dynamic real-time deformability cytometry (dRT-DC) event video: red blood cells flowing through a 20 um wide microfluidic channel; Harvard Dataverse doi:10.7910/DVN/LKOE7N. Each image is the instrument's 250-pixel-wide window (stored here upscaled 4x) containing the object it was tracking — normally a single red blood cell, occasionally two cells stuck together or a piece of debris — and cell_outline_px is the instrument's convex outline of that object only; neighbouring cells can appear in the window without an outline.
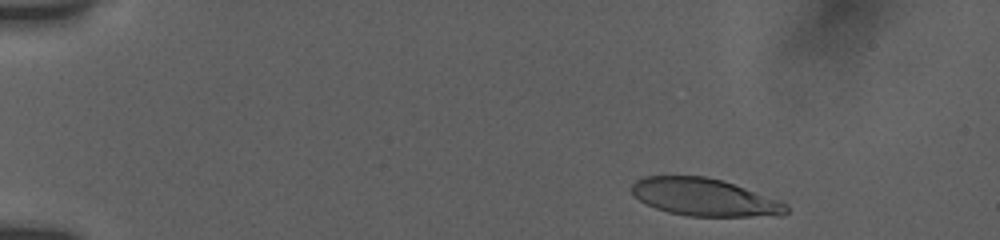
{"species": "human", "species_latin": "Homo sapiens", "temperature_condition": "room temperature", "stored_images_in_passage": 50, "camera_frame_rate_fps": 3000, "um_per_image_px": 0.085, "donor": {"sex": "female"}, "frame": {"image": 1, "passage_image": 4, "time_ms": 1.0, "image_size_px": [1000, 240], "cell_outline_px": [[788, 212], [784, 216], [688, 216], [668, 212], [656, 208], [640, 200], [632, 192], [632, 184], [636, 180], [644, 176], [704, 176], [724, 180], [780, 200], [788, 204]], "centroid_in_image_um": [59.94, 16.77], "position_along_channel_um": 25.1, "area_um2": 33.93}}
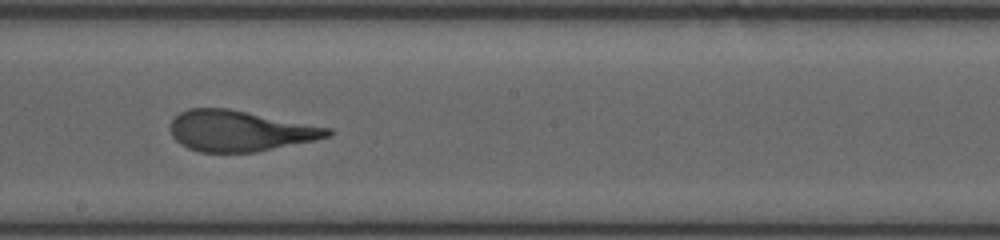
{"frame": {"image": 2, "passage_image": 28, "time_ms": 9.0, "image_size_px": [1000, 240], "cell_outline_px": [[336, 132], [332, 136], [256, 152], [200, 152], [188, 148], [180, 144], [172, 136], [168, 128], [172, 120], [180, 112], [188, 108], [228, 108], [332, 128]], "centroid_in_image_um": [20.38, 11.12], "position_along_channel_um": 227.8, "area_um2": 37.51}}
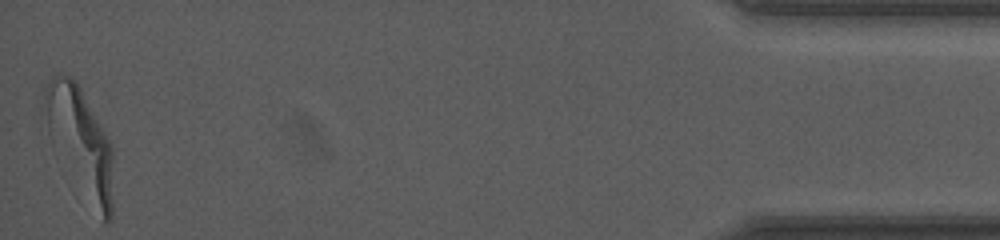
{"frame": {"image": 3, "passage_image": 50, "time_ms": 16.333, "image_size_px": [1000, 240], "cell_outline_px": [[112, 220], [108, 224], [104, 224], [48, 132], [40, 116], [44, 88], [48, 80], [52, 76], [60, 72], [76, 80], [112, 144]], "centroid_in_image_um": [6.8, 11.92], "position_along_channel_um": 428.4, "area_um2": 42.25}, "authors_computed_cell_mechanics": {"area_um2": 37.9746, "velocity_mm_per_s": 3.8239, "shape_relaxation_time_tau1_ms": 6.4456, "shape_relaxation_time_tau2_ms": 0.8549, "deformation_change_tau1": 0.2751, "deformation_change_tau2": 0.097}}